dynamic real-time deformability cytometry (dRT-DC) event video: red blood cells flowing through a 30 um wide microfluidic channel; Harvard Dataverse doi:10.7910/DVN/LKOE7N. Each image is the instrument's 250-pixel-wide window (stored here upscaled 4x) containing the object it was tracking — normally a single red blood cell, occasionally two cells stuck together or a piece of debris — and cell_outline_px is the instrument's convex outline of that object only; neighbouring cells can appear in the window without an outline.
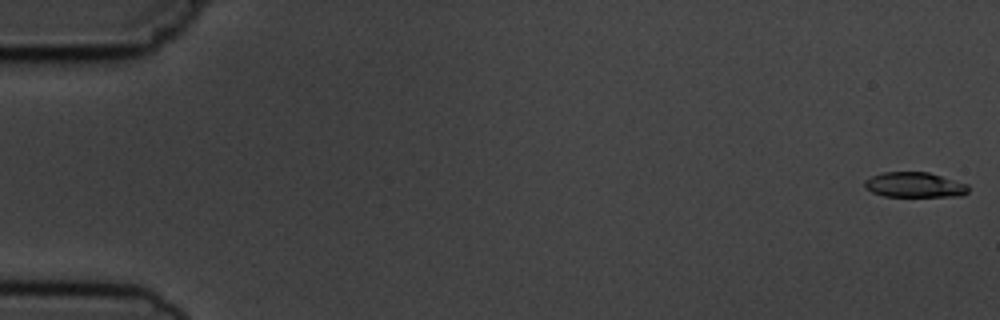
{"species": "common noctule bat (a hibernating species)", "species_latin": "Nyctalus noctula", "temperature_condition": "cold", "stored_images_in_passage": 6, "camera_frame_rate_fps": 3000, "um_per_image_px": 0.085, "animal": {"sex": "male", "body_mass_g": 19.5, "forearm_length_mm": 54.6}, "frame": {"image": 1, "passage_image": 1, "time_ms": 0.0, "image_size_px": [1000, 320], "cell_outline_px": [[968, 192], [960, 196], [884, 196], [872, 192], [864, 188], [864, 180], [872, 176], [884, 172], [928, 172], [968, 184]], "centroid_in_image_um": [77.72, 15.71], "position_along_channel_um": 7.3, "area_um2": 15.14}}
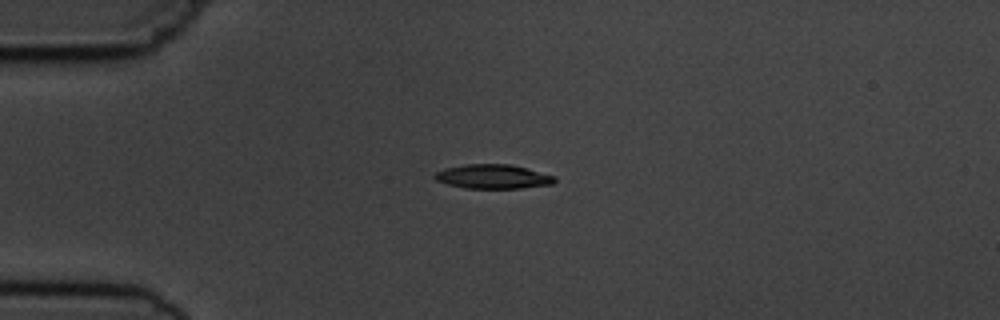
{"frame": {"image": 2, "passage_image": 5, "time_ms": 4.333, "image_size_px": [1000, 320], "cell_outline_px": [[556, 180], [552, 184], [520, 188], [464, 188], [448, 184], [436, 180], [432, 176], [436, 172], [444, 168], [464, 164], [512, 164], [556, 176]], "centroid_in_image_um": [41.89, 15.0], "position_along_channel_um": 43.1, "area_um2": 16.99}}